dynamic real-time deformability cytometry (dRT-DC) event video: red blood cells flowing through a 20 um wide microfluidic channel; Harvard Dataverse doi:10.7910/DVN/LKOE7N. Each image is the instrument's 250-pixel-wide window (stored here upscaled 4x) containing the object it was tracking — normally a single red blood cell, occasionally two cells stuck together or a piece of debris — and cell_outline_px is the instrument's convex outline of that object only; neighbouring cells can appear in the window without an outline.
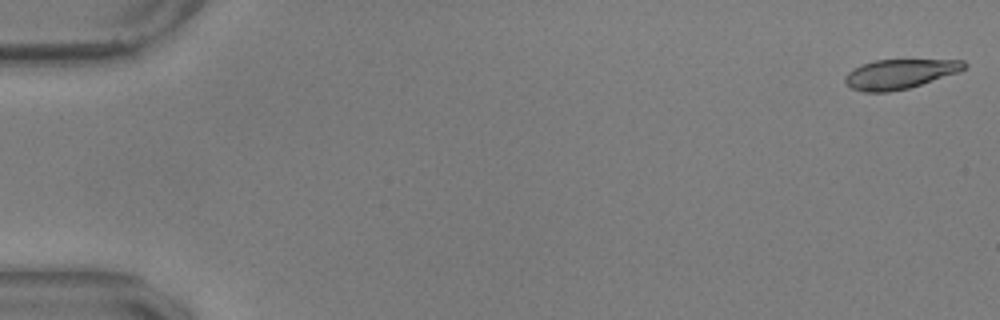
{"species": "common noctule bat (a hibernating species)", "species_latin": "Nyctalus noctula", "temperature_condition": "warm", "stored_images_in_passage": 56, "camera_frame_rate_fps": 3000, "um_per_image_px": 0.085, "animal": {"sex": "male", "body_mass_g": 17.9, "forearm_length_mm": 54.2}, "frame": {"image": 1, "passage_image": 1, "time_ms": 0.0, "image_size_px": [1000, 320], "cell_outline_px": [[968, 64], [960, 72], [908, 88], [888, 92], [864, 92], [852, 88], [844, 80], [844, 76], [848, 72], [860, 64], [876, 60], [964, 60]], "centroid_in_image_um": [76.47, 6.28], "position_along_channel_um": 8.5, "area_um2": 20.46}}
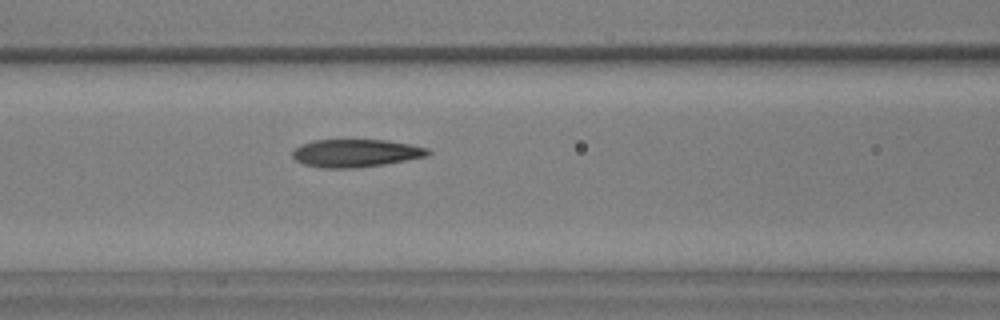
{"frame": {"image": 2, "passage_image": 24, "time_ms": 7.667, "image_size_px": [1000, 320], "cell_outline_px": [[432, 152], [428, 156], [408, 160], [384, 164], [356, 168], [320, 168], [304, 164], [296, 160], [292, 156], [292, 152], [300, 144], [312, 140], [388, 140], [428, 148]], "centroid_in_image_um": [30.24, 13.02], "position_along_channel_um": 136.4, "area_um2": 22.08}}
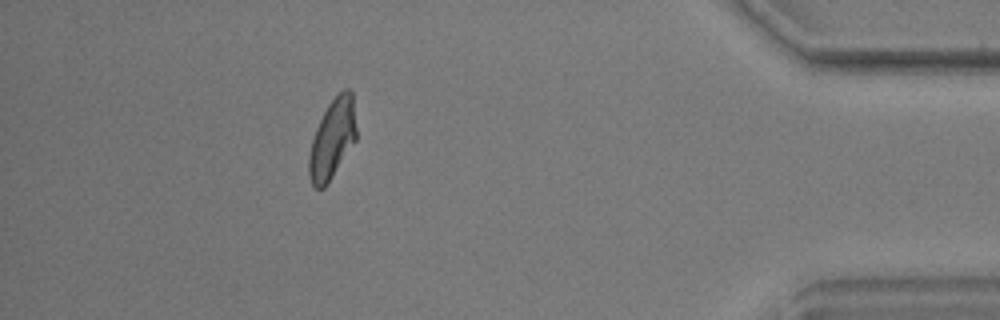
{"frame": {"image": 3, "passage_image": 50, "time_ms": 16.333, "image_size_px": [1000, 320], "cell_outline_px": [[356, 140], [328, 184], [324, 188], [316, 188], [312, 184], [308, 172], [308, 156], [312, 140], [316, 128], [328, 104], [344, 88], [348, 88], [352, 92], [356, 128]], "centroid_in_image_um": [28.25, 11.83], "position_along_channel_um": 407.0, "area_um2": 21.91}, "authors_computed_cell_mechanics": {"area_um2": 21.9351, "velocity_mm_per_s": 3.6424, "shape_relaxation_time_tau1_ms": 8.0235, "shape_relaxation_time_tau2_ms": 1.5044, "deformation_change_tau1": 0.2547, "deformation_change_tau2": 0.0926}}